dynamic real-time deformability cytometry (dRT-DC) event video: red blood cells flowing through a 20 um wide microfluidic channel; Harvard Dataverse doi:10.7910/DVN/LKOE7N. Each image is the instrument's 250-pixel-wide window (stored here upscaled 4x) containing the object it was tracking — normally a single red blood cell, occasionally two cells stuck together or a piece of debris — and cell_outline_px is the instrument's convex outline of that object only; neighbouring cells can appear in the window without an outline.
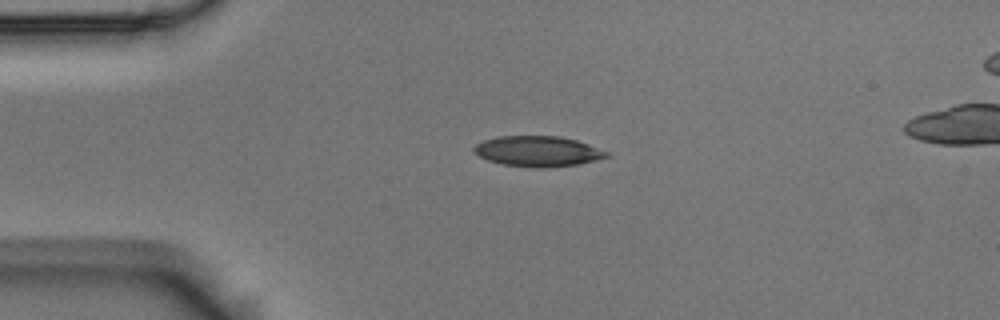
{"species": "Egyptian fruit bat (a non-hibernating species)", "species_latin": "Rousettus aegyptiacus", "temperature_condition": "room temperature", "stored_images_in_passage": 3, "camera_frame_rate_fps": 3000, "um_per_image_px": 0.085, "animal": {"sex": "male"}, "frame": {"image": 1, "passage_image": 1, "time_ms": 0.0, "image_size_px": [1000, 320], "cell_outline_px": [[612, 156], [580, 164], [548, 168], [536, 168], [504, 164], [488, 160], [472, 152], [472, 148], [476, 144], [484, 140], [496, 136], [560, 136], [576, 140], [612, 152]], "centroid_in_image_um": [45.77, 12.86], "position_along_channel_um": 39.2, "area_um2": 23.87}}
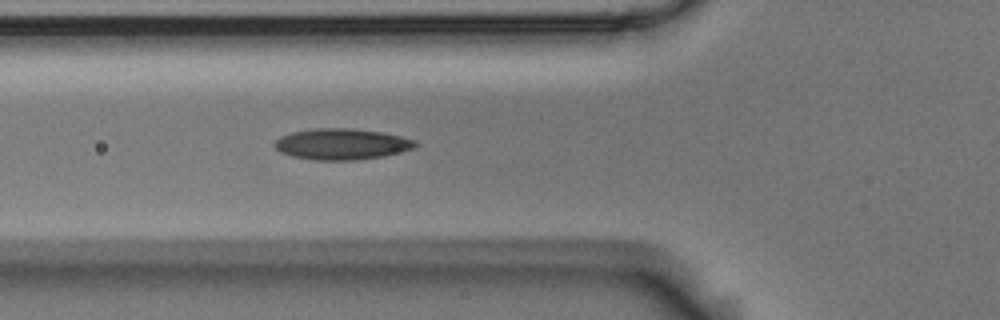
{"frame": {"image": 2, "passage_image": 3, "time_ms": 0.667, "image_size_px": [1000, 320], "cell_outline_px": [[420, 144], [412, 148], [384, 156], [356, 160], [316, 160], [292, 156], [280, 152], [272, 144], [280, 136], [292, 132], [316, 128], [352, 128], [384, 132], [416, 140]], "centroid_in_image_um": [29.04, 12.24], "position_along_channel_um": 96.8, "area_um2": 25.55}}